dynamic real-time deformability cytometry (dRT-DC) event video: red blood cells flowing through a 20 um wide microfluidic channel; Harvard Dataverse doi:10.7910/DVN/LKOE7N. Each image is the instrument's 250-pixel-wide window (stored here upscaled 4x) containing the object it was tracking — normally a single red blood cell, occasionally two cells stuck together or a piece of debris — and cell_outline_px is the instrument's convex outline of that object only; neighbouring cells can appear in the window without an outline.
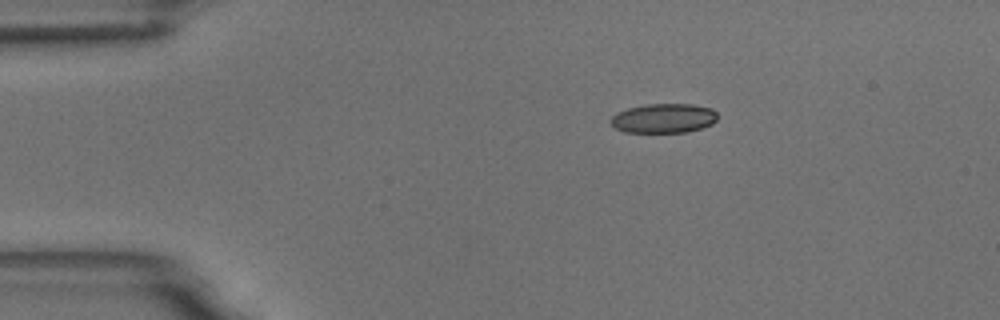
{"species": "common noctule bat (a hibernating species)", "species_latin": "Nyctalus noctula", "temperature_condition": "room temperature", "stored_images_in_passage": 4, "camera_frame_rate_fps": 3000, "um_per_image_px": 0.085, "animal": {"sex": "male", "body_mass_g": 18.8}, "frame": {"image": 1, "passage_image": 1, "time_ms": 0.0, "image_size_px": [1000, 320], "cell_outline_px": [[716, 120], [712, 124], [688, 132], [624, 132], [616, 128], [608, 120], [616, 112], [628, 108], [644, 104], [692, 104], [712, 108], [716, 112]], "centroid_in_image_um": [56.39, 10.04], "position_along_channel_um": 28.6, "area_um2": 18.38}}
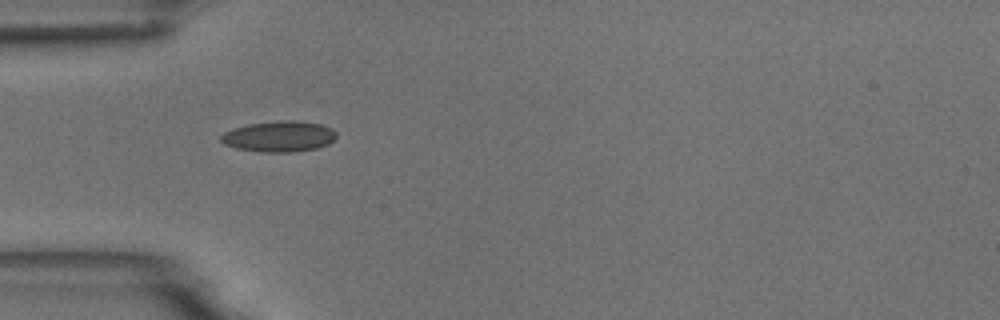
{"frame": {"image": 2, "passage_image": 3, "time_ms": 2.333, "image_size_px": [1000, 320], "cell_outline_px": [[336, 140], [328, 144], [316, 148], [292, 152], [260, 152], [236, 148], [224, 144], [220, 140], [220, 136], [224, 132], [232, 128], [248, 124], [280, 120], [296, 120], [320, 124], [332, 128], [336, 132]], "centroid_in_image_um": [23.72, 11.59], "position_along_channel_um": 61.3, "area_um2": 20.92}}